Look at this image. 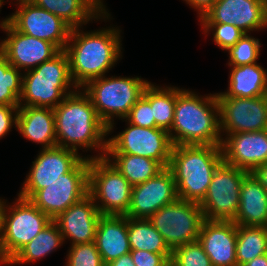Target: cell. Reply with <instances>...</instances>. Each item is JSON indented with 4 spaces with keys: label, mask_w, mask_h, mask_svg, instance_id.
I'll return each instance as SVG.
<instances>
[{
    "label": "cell",
    "mask_w": 267,
    "mask_h": 266,
    "mask_svg": "<svg viewBox=\"0 0 267 266\" xmlns=\"http://www.w3.org/2000/svg\"><path fill=\"white\" fill-rule=\"evenodd\" d=\"M150 81L138 77L107 75L87 82L82 90L90 98L101 121L108 127V136L115 128L114 119H125L142 96Z\"/></svg>",
    "instance_id": "8992f818"
},
{
    "label": "cell",
    "mask_w": 267,
    "mask_h": 266,
    "mask_svg": "<svg viewBox=\"0 0 267 266\" xmlns=\"http://www.w3.org/2000/svg\"><path fill=\"white\" fill-rule=\"evenodd\" d=\"M120 133L107 138L106 153H124L158 161L169 166L173 144L169 132L162 128H146L130 124Z\"/></svg>",
    "instance_id": "7c38bea8"
},
{
    "label": "cell",
    "mask_w": 267,
    "mask_h": 266,
    "mask_svg": "<svg viewBox=\"0 0 267 266\" xmlns=\"http://www.w3.org/2000/svg\"><path fill=\"white\" fill-rule=\"evenodd\" d=\"M63 243L62 233L52 221L11 259V265L39 261L60 248Z\"/></svg>",
    "instance_id": "83f0119b"
},
{
    "label": "cell",
    "mask_w": 267,
    "mask_h": 266,
    "mask_svg": "<svg viewBox=\"0 0 267 266\" xmlns=\"http://www.w3.org/2000/svg\"><path fill=\"white\" fill-rule=\"evenodd\" d=\"M263 188L267 190V163L258 166L251 172Z\"/></svg>",
    "instance_id": "60d3db41"
},
{
    "label": "cell",
    "mask_w": 267,
    "mask_h": 266,
    "mask_svg": "<svg viewBox=\"0 0 267 266\" xmlns=\"http://www.w3.org/2000/svg\"><path fill=\"white\" fill-rule=\"evenodd\" d=\"M66 256L65 266H106L95 242L70 245Z\"/></svg>",
    "instance_id": "e575fe53"
},
{
    "label": "cell",
    "mask_w": 267,
    "mask_h": 266,
    "mask_svg": "<svg viewBox=\"0 0 267 266\" xmlns=\"http://www.w3.org/2000/svg\"><path fill=\"white\" fill-rule=\"evenodd\" d=\"M229 68L228 88L224 92L216 93V97L253 98L267 95V69L260 64Z\"/></svg>",
    "instance_id": "484cf974"
},
{
    "label": "cell",
    "mask_w": 267,
    "mask_h": 266,
    "mask_svg": "<svg viewBox=\"0 0 267 266\" xmlns=\"http://www.w3.org/2000/svg\"><path fill=\"white\" fill-rule=\"evenodd\" d=\"M0 264L11 265V259L7 255L3 247L2 234L0 233Z\"/></svg>",
    "instance_id": "ee69618b"
},
{
    "label": "cell",
    "mask_w": 267,
    "mask_h": 266,
    "mask_svg": "<svg viewBox=\"0 0 267 266\" xmlns=\"http://www.w3.org/2000/svg\"><path fill=\"white\" fill-rule=\"evenodd\" d=\"M135 266H164L171 260L172 254H157L143 250H131Z\"/></svg>",
    "instance_id": "74e56055"
},
{
    "label": "cell",
    "mask_w": 267,
    "mask_h": 266,
    "mask_svg": "<svg viewBox=\"0 0 267 266\" xmlns=\"http://www.w3.org/2000/svg\"><path fill=\"white\" fill-rule=\"evenodd\" d=\"M6 203L7 200L3 199L0 231L4 250L12 259L53 220L30 200L20 196H17L12 205Z\"/></svg>",
    "instance_id": "52a82bcc"
},
{
    "label": "cell",
    "mask_w": 267,
    "mask_h": 266,
    "mask_svg": "<svg viewBox=\"0 0 267 266\" xmlns=\"http://www.w3.org/2000/svg\"><path fill=\"white\" fill-rule=\"evenodd\" d=\"M175 145H221L219 104L216 93L202 96L176 87L174 120L169 131Z\"/></svg>",
    "instance_id": "3957f363"
},
{
    "label": "cell",
    "mask_w": 267,
    "mask_h": 266,
    "mask_svg": "<svg viewBox=\"0 0 267 266\" xmlns=\"http://www.w3.org/2000/svg\"><path fill=\"white\" fill-rule=\"evenodd\" d=\"M198 241L212 266H238L235 252L237 225L233 221L204 219Z\"/></svg>",
    "instance_id": "44dd1931"
},
{
    "label": "cell",
    "mask_w": 267,
    "mask_h": 266,
    "mask_svg": "<svg viewBox=\"0 0 267 266\" xmlns=\"http://www.w3.org/2000/svg\"><path fill=\"white\" fill-rule=\"evenodd\" d=\"M178 198L173 173L165 167L146 182L132 186L131 202L125 216L149 219L160 208Z\"/></svg>",
    "instance_id": "e0dca14e"
},
{
    "label": "cell",
    "mask_w": 267,
    "mask_h": 266,
    "mask_svg": "<svg viewBox=\"0 0 267 266\" xmlns=\"http://www.w3.org/2000/svg\"><path fill=\"white\" fill-rule=\"evenodd\" d=\"M221 135L224 163L249 173L267 163V130Z\"/></svg>",
    "instance_id": "d6986e66"
},
{
    "label": "cell",
    "mask_w": 267,
    "mask_h": 266,
    "mask_svg": "<svg viewBox=\"0 0 267 266\" xmlns=\"http://www.w3.org/2000/svg\"><path fill=\"white\" fill-rule=\"evenodd\" d=\"M16 130L42 149L57 146L53 108L19 106Z\"/></svg>",
    "instance_id": "cb8c5ba5"
},
{
    "label": "cell",
    "mask_w": 267,
    "mask_h": 266,
    "mask_svg": "<svg viewBox=\"0 0 267 266\" xmlns=\"http://www.w3.org/2000/svg\"><path fill=\"white\" fill-rule=\"evenodd\" d=\"M105 158L132 186L146 182L164 169L158 161L142 156L106 153Z\"/></svg>",
    "instance_id": "4316f807"
},
{
    "label": "cell",
    "mask_w": 267,
    "mask_h": 266,
    "mask_svg": "<svg viewBox=\"0 0 267 266\" xmlns=\"http://www.w3.org/2000/svg\"><path fill=\"white\" fill-rule=\"evenodd\" d=\"M149 220L173 251L198 240L204 217L198 203L178 198L156 211Z\"/></svg>",
    "instance_id": "9c48e42d"
},
{
    "label": "cell",
    "mask_w": 267,
    "mask_h": 266,
    "mask_svg": "<svg viewBox=\"0 0 267 266\" xmlns=\"http://www.w3.org/2000/svg\"><path fill=\"white\" fill-rule=\"evenodd\" d=\"M164 266H176L172 260H169Z\"/></svg>",
    "instance_id": "f6af8a7d"
},
{
    "label": "cell",
    "mask_w": 267,
    "mask_h": 266,
    "mask_svg": "<svg viewBox=\"0 0 267 266\" xmlns=\"http://www.w3.org/2000/svg\"><path fill=\"white\" fill-rule=\"evenodd\" d=\"M237 265L253 260L267 253V227L237 225Z\"/></svg>",
    "instance_id": "4dcf8cb0"
},
{
    "label": "cell",
    "mask_w": 267,
    "mask_h": 266,
    "mask_svg": "<svg viewBox=\"0 0 267 266\" xmlns=\"http://www.w3.org/2000/svg\"><path fill=\"white\" fill-rule=\"evenodd\" d=\"M66 22L72 29L83 27L89 21L112 17L103 0H30ZM99 19V20H98Z\"/></svg>",
    "instance_id": "7402d4cb"
},
{
    "label": "cell",
    "mask_w": 267,
    "mask_h": 266,
    "mask_svg": "<svg viewBox=\"0 0 267 266\" xmlns=\"http://www.w3.org/2000/svg\"><path fill=\"white\" fill-rule=\"evenodd\" d=\"M95 243L105 265L130 253L128 217L101 215L96 228Z\"/></svg>",
    "instance_id": "603a6c76"
},
{
    "label": "cell",
    "mask_w": 267,
    "mask_h": 266,
    "mask_svg": "<svg viewBox=\"0 0 267 266\" xmlns=\"http://www.w3.org/2000/svg\"><path fill=\"white\" fill-rule=\"evenodd\" d=\"M233 222L236 225L267 227V190L252 173L243 179L239 210Z\"/></svg>",
    "instance_id": "d4e9b609"
},
{
    "label": "cell",
    "mask_w": 267,
    "mask_h": 266,
    "mask_svg": "<svg viewBox=\"0 0 267 266\" xmlns=\"http://www.w3.org/2000/svg\"><path fill=\"white\" fill-rule=\"evenodd\" d=\"M223 162L221 145H175L168 168L180 199L200 204L213 173Z\"/></svg>",
    "instance_id": "277c9868"
},
{
    "label": "cell",
    "mask_w": 267,
    "mask_h": 266,
    "mask_svg": "<svg viewBox=\"0 0 267 266\" xmlns=\"http://www.w3.org/2000/svg\"><path fill=\"white\" fill-rule=\"evenodd\" d=\"M40 149L18 193L24 199L29 200L38 190L48 187L59 176L69 173L86 157L75 150L59 146Z\"/></svg>",
    "instance_id": "5bb4252c"
},
{
    "label": "cell",
    "mask_w": 267,
    "mask_h": 266,
    "mask_svg": "<svg viewBox=\"0 0 267 266\" xmlns=\"http://www.w3.org/2000/svg\"><path fill=\"white\" fill-rule=\"evenodd\" d=\"M121 32L118 27L112 26L86 32L83 27L71 30L64 51L72 80L78 88L92 79L105 76L121 60Z\"/></svg>",
    "instance_id": "7a4b0ae2"
},
{
    "label": "cell",
    "mask_w": 267,
    "mask_h": 266,
    "mask_svg": "<svg viewBox=\"0 0 267 266\" xmlns=\"http://www.w3.org/2000/svg\"><path fill=\"white\" fill-rule=\"evenodd\" d=\"M217 101L221 134L267 130V95L217 97Z\"/></svg>",
    "instance_id": "2e32d148"
},
{
    "label": "cell",
    "mask_w": 267,
    "mask_h": 266,
    "mask_svg": "<svg viewBox=\"0 0 267 266\" xmlns=\"http://www.w3.org/2000/svg\"><path fill=\"white\" fill-rule=\"evenodd\" d=\"M200 23L235 25L245 34L267 28V0H217Z\"/></svg>",
    "instance_id": "ac0fdd59"
},
{
    "label": "cell",
    "mask_w": 267,
    "mask_h": 266,
    "mask_svg": "<svg viewBox=\"0 0 267 266\" xmlns=\"http://www.w3.org/2000/svg\"><path fill=\"white\" fill-rule=\"evenodd\" d=\"M90 159L84 157L69 173L38 190L29 200L52 220L88 195Z\"/></svg>",
    "instance_id": "30bf717a"
},
{
    "label": "cell",
    "mask_w": 267,
    "mask_h": 266,
    "mask_svg": "<svg viewBox=\"0 0 267 266\" xmlns=\"http://www.w3.org/2000/svg\"><path fill=\"white\" fill-rule=\"evenodd\" d=\"M132 185L106 158H92L89 191L101 215H125L131 202Z\"/></svg>",
    "instance_id": "ba28073f"
},
{
    "label": "cell",
    "mask_w": 267,
    "mask_h": 266,
    "mask_svg": "<svg viewBox=\"0 0 267 266\" xmlns=\"http://www.w3.org/2000/svg\"><path fill=\"white\" fill-rule=\"evenodd\" d=\"M101 216L93 198L88 194L71 205L53 221L58 225L65 243L70 245L95 242L96 228Z\"/></svg>",
    "instance_id": "ffe728a7"
},
{
    "label": "cell",
    "mask_w": 267,
    "mask_h": 266,
    "mask_svg": "<svg viewBox=\"0 0 267 266\" xmlns=\"http://www.w3.org/2000/svg\"><path fill=\"white\" fill-rule=\"evenodd\" d=\"M53 111L57 146L77 152L79 149L95 150L97 155H87V158H105L108 127L82 88L66 95Z\"/></svg>",
    "instance_id": "6da1fadb"
},
{
    "label": "cell",
    "mask_w": 267,
    "mask_h": 266,
    "mask_svg": "<svg viewBox=\"0 0 267 266\" xmlns=\"http://www.w3.org/2000/svg\"><path fill=\"white\" fill-rule=\"evenodd\" d=\"M125 119L132 125L146 128L157 127L152 113L151 104L143 95L132 106Z\"/></svg>",
    "instance_id": "8d00e7d4"
},
{
    "label": "cell",
    "mask_w": 267,
    "mask_h": 266,
    "mask_svg": "<svg viewBox=\"0 0 267 266\" xmlns=\"http://www.w3.org/2000/svg\"><path fill=\"white\" fill-rule=\"evenodd\" d=\"M106 266H135V263L133 262V258L130 253L126 255L120 256L118 259H115Z\"/></svg>",
    "instance_id": "b9f144b4"
},
{
    "label": "cell",
    "mask_w": 267,
    "mask_h": 266,
    "mask_svg": "<svg viewBox=\"0 0 267 266\" xmlns=\"http://www.w3.org/2000/svg\"><path fill=\"white\" fill-rule=\"evenodd\" d=\"M23 73L0 53V105L19 106Z\"/></svg>",
    "instance_id": "1f68e13d"
},
{
    "label": "cell",
    "mask_w": 267,
    "mask_h": 266,
    "mask_svg": "<svg viewBox=\"0 0 267 266\" xmlns=\"http://www.w3.org/2000/svg\"><path fill=\"white\" fill-rule=\"evenodd\" d=\"M18 107L0 105V139L7 136L12 127L16 130Z\"/></svg>",
    "instance_id": "f35d334b"
},
{
    "label": "cell",
    "mask_w": 267,
    "mask_h": 266,
    "mask_svg": "<svg viewBox=\"0 0 267 266\" xmlns=\"http://www.w3.org/2000/svg\"><path fill=\"white\" fill-rule=\"evenodd\" d=\"M202 30L206 34L213 36L214 43L221 48V50L227 51L230 47H233L235 43L245 34L239 28L232 24L226 23H200Z\"/></svg>",
    "instance_id": "d590c367"
},
{
    "label": "cell",
    "mask_w": 267,
    "mask_h": 266,
    "mask_svg": "<svg viewBox=\"0 0 267 266\" xmlns=\"http://www.w3.org/2000/svg\"><path fill=\"white\" fill-rule=\"evenodd\" d=\"M128 239L131 250L172 254V250L149 219L128 217Z\"/></svg>",
    "instance_id": "f1b7e54d"
},
{
    "label": "cell",
    "mask_w": 267,
    "mask_h": 266,
    "mask_svg": "<svg viewBox=\"0 0 267 266\" xmlns=\"http://www.w3.org/2000/svg\"><path fill=\"white\" fill-rule=\"evenodd\" d=\"M0 29L6 33L5 39L0 40V53L21 72L36 68L61 51L49 41L15 30L6 18L0 21Z\"/></svg>",
    "instance_id": "9a60e30c"
},
{
    "label": "cell",
    "mask_w": 267,
    "mask_h": 266,
    "mask_svg": "<svg viewBox=\"0 0 267 266\" xmlns=\"http://www.w3.org/2000/svg\"><path fill=\"white\" fill-rule=\"evenodd\" d=\"M73 82L69 60L61 50L50 60L23 72L22 94L19 106L57 107L66 95L77 90Z\"/></svg>",
    "instance_id": "5b68a950"
},
{
    "label": "cell",
    "mask_w": 267,
    "mask_h": 266,
    "mask_svg": "<svg viewBox=\"0 0 267 266\" xmlns=\"http://www.w3.org/2000/svg\"><path fill=\"white\" fill-rule=\"evenodd\" d=\"M187 5L191 6L194 11H197V17L199 21L205 16V14L211 9L217 0H183Z\"/></svg>",
    "instance_id": "ab89813d"
},
{
    "label": "cell",
    "mask_w": 267,
    "mask_h": 266,
    "mask_svg": "<svg viewBox=\"0 0 267 266\" xmlns=\"http://www.w3.org/2000/svg\"><path fill=\"white\" fill-rule=\"evenodd\" d=\"M5 2V0H0V10L2 8V5H4L3 3Z\"/></svg>",
    "instance_id": "7dc6e473"
},
{
    "label": "cell",
    "mask_w": 267,
    "mask_h": 266,
    "mask_svg": "<svg viewBox=\"0 0 267 266\" xmlns=\"http://www.w3.org/2000/svg\"><path fill=\"white\" fill-rule=\"evenodd\" d=\"M261 43L258 38L244 34L233 47L226 52L229 55L228 66H241L257 63L260 55Z\"/></svg>",
    "instance_id": "d6a6232c"
},
{
    "label": "cell",
    "mask_w": 267,
    "mask_h": 266,
    "mask_svg": "<svg viewBox=\"0 0 267 266\" xmlns=\"http://www.w3.org/2000/svg\"><path fill=\"white\" fill-rule=\"evenodd\" d=\"M249 172L222 162L213 173L205 198L199 204L204 219L233 221L239 210L240 190Z\"/></svg>",
    "instance_id": "8fae6325"
},
{
    "label": "cell",
    "mask_w": 267,
    "mask_h": 266,
    "mask_svg": "<svg viewBox=\"0 0 267 266\" xmlns=\"http://www.w3.org/2000/svg\"><path fill=\"white\" fill-rule=\"evenodd\" d=\"M16 3L18 7L14 13L6 17L15 30L65 49L72 30L66 22L30 0H16Z\"/></svg>",
    "instance_id": "4fadbf2b"
},
{
    "label": "cell",
    "mask_w": 267,
    "mask_h": 266,
    "mask_svg": "<svg viewBox=\"0 0 267 266\" xmlns=\"http://www.w3.org/2000/svg\"><path fill=\"white\" fill-rule=\"evenodd\" d=\"M171 260L176 266H212L211 260L198 240L174 249Z\"/></svg>",
    "instance_id": "836d02e7"
},
{
    "label": "cell",
    "mask_w": 267,
    "mask_h": 266,
    "mask_svg": "<svg viewBox=\"0 0 267 266\" xmlns=\"http://www.w3.org/2000/svg\"><path fill=\"white\" fill-rule=\"evenodd\" d=\"M142 95L151 104L156 126L169 132L174 120L176 87L171 85L162 87L150 81Z\"/></svg>",
    "instance_id": "f546056e"
},
{
    "label": "cell",
    "mask_w": 267,
    "mask_h": 266,
    "mask_svg": "<svg viewBox=\"0 0 267 266\" xmlns=\"http://www.w3.org/2000/svg\"><path fill=\"white\" fill-rule=\"evenodd\" d=\"M2 203H3V198H0V214H1V206H2ZM1 233V231H0Z\"/></svg>",
    "instance_id": "bcb514c9"
},
{
    "label": "cell",
    "mask_w": 267,
    "mask_h": 266,
    "mask_svg": "<svg viewBox=\"0 0 267 266\" xmlns=\"http://www.w3.org/2000/svg\"><path fill=\"white\" fill-rule=\"evenodd\" d=\"M242 266H267V253L254 258L253 260L243 264Z\"/></svg>",
    "instance_id": "7bdbcfd3"
}]
</instances>
